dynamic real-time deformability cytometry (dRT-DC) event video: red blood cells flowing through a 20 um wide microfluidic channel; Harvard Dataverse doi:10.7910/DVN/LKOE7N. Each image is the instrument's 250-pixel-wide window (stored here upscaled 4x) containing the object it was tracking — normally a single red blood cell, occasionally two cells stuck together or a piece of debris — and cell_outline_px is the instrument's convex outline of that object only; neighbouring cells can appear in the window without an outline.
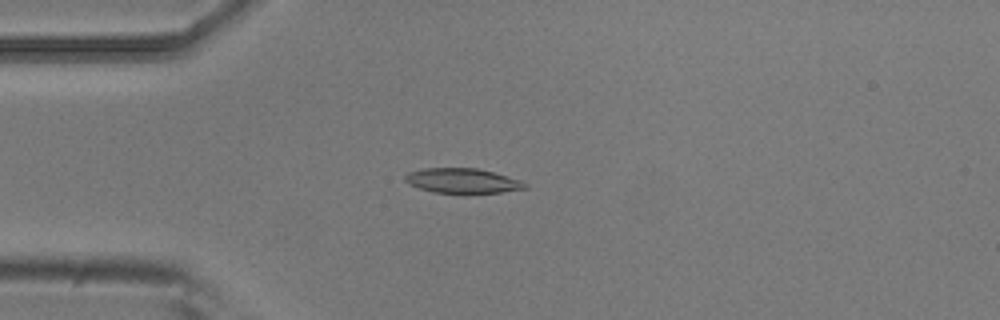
{"species": "common noctule bat (a hibernating species)", "species_latin": "Nyctalus noctula", "temperature_condition": "room temperature", "stored_images_in_passage": 5, "camera_frame_rate_fps": 3000, "um_per_image_px": 0.085, "animal": {"sex": "male", "body_mass_g": 20.5, "forearm_length_mm": 52.5}, "frame": {"image": 1, "passage_image": 5, "time_ms": 1.333, "image_size_px": [1000, 320], "cell_outline_px": [[528, 188], [500, 192], [432, 192], [408, 184], [404, 180], [404, 176], [408, 172], [424, 168], [476, 168], [492, 172], [520, 180], [528, 184]], "centroid_in_image_um": [39.28, 15.35], "position_along_channel_um": 45.7, "area_um2": 17.05}}